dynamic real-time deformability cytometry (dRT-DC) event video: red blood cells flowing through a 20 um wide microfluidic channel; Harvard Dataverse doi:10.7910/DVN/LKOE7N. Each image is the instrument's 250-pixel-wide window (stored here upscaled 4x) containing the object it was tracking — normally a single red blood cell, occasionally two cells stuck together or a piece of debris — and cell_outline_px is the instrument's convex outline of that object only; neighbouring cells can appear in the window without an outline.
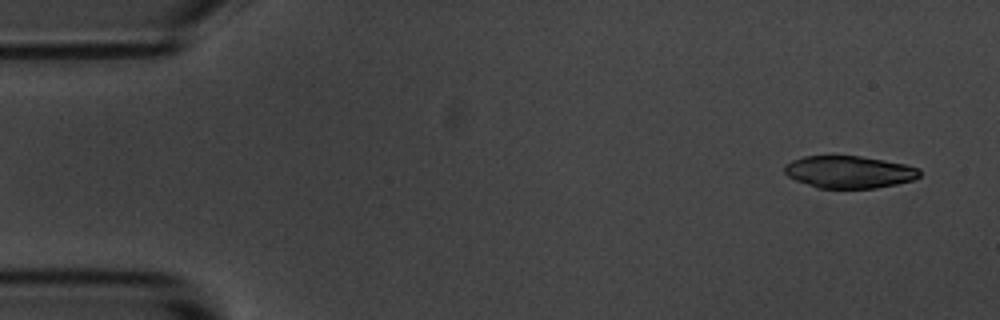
{"species": "common noctule bat (a hibernating species)", "species_latin": "Nyctalus noctula", "temperature_condition": "room temperature", "stored_images_in_passage": 10, "camera_frame_rate_fps": 3000, "um_per_image_px": 0.085, "animal": {"sex": "male", "body_mass_g": 20.1, "forearm_length_mm": 53.5}, "frame": {"image": 1, "passage_image": 1, "time_ms": 0.0, "image_size_px": [1000, 320], "cell_outline_px": [[920, 176], [912, 180], [896, 184], [876, 188], [816, 188], [796, 180], [788, 176], [784, 172], [784, 164], [792, 160], [804, 156], [860, 156], [884, 160], [904, 164], [920, 168]], "centroid_in_image_um": [72.16, 14.62], "position_along_channel_um": 12.8, "area_um2": 25.43}}
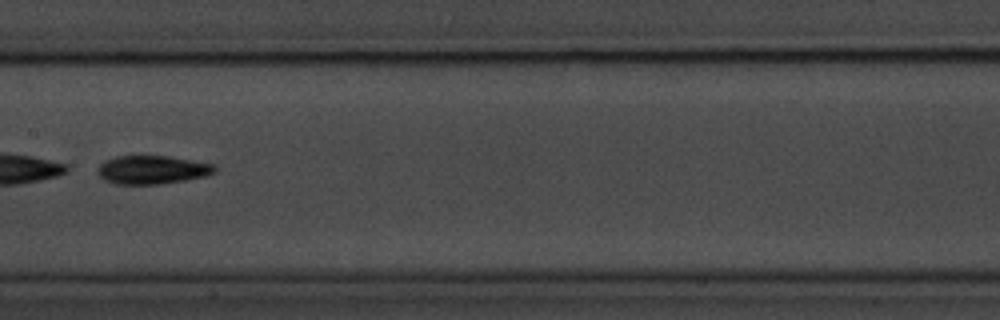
{"frame": {"image": 2, "passage_image": 7, "time_ms": 8.0, "image_size_px": [1000, 320], "cell_outline_px": [[216, 172], [208, 176], [184, 180], [156, 184], [116, 184], [104, 180], [100, 176], [100, 164], [104, 160], [116, 156], [168, 156], [216, 164]], "centroid_in_image_um": [12.99, 14.42], "position_along_channel_um": 194.4, "area_um2": 19.36}}
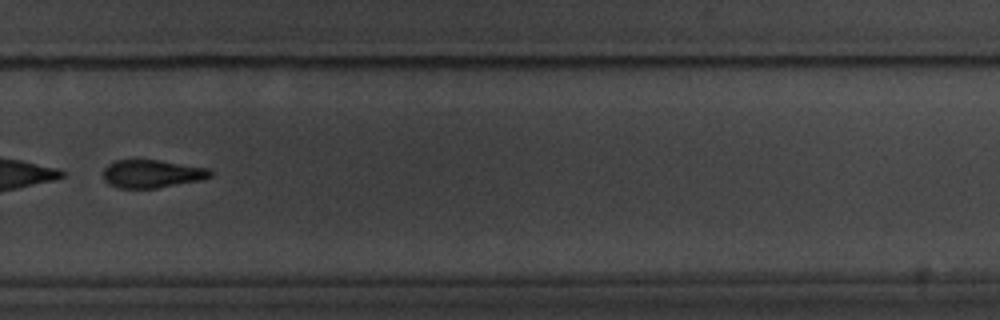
{"frame": {"image": 3, "passage_image": 10, "time_ms": 11.333, "image_size_px": [1000, 320], "cell_outline_px": [[212, 176], [200, 180], [156, 188], [120, 188], [108, 184], [104, 180], [104, 168], [112, 160], [156, 160], [208, 168], [212, 172]], "centroid_in_image_um": [12.88, 14.77], "position_along_channel_um": 316.9, "area_um2": 17.34}}